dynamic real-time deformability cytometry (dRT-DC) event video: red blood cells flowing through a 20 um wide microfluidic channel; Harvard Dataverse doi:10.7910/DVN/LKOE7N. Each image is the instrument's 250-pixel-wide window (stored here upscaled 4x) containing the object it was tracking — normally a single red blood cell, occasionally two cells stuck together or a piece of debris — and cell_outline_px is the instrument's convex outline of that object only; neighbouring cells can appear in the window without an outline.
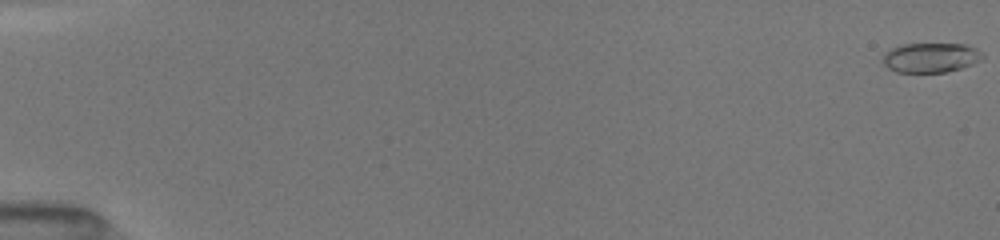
{"species": "common noctule bat (a hibernating species)", "species_latin": "Nyctalus noctula", "temperature_condition": "room temperature", "stored_images_in_passage": 52, "camera_frame_rate_fps": 3000, "um_per_image_px": 0.085, "animal": {"sex": "female", "body_mass_g": 19.5, "forearm_length_mm": 54.1}, "frame": {"image": 1, "passage_image": 1, "time_ms": 0.0, "image_size_px": [1000, 240], "cell_outline_px": [[984, 56], [980, 60], [972, 64], [960, 68], [944, 72], [896, 72], [888, 68], [884, 64], [884, 52], [892, 48], [904, 44], [968, 44], [976, 48]], "centroid_in_image_um": [79.11, 4.89], "position_along_channel_um": 5.9, "area_um2": 17.11}}
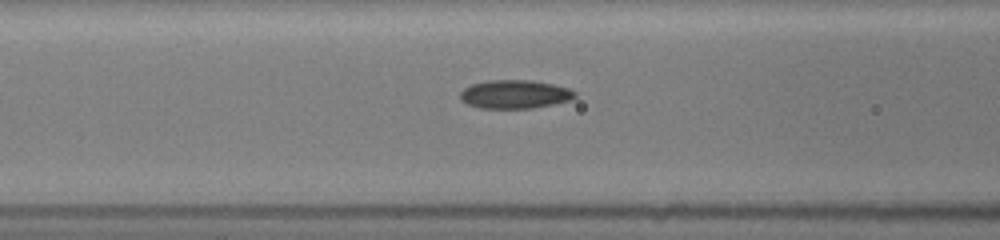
{"frame": {"image": 2, "passage_image": 23, "time_ms": 7.333, "image_size_px": [1000, 240], "cell_outline_px": [[576, 96], [572, 100], [532, 108], [480, 108], [468, 104], [460, 100], [460, 92], [464, 88], [472, 84], [488, 80], [532, 80], [552, 84], [568, 88], [576, 92]], "centroid_in_image_um": [43.75, 8.01], "position_along_channel_um": 122.8, "area_um2": 19.07}}
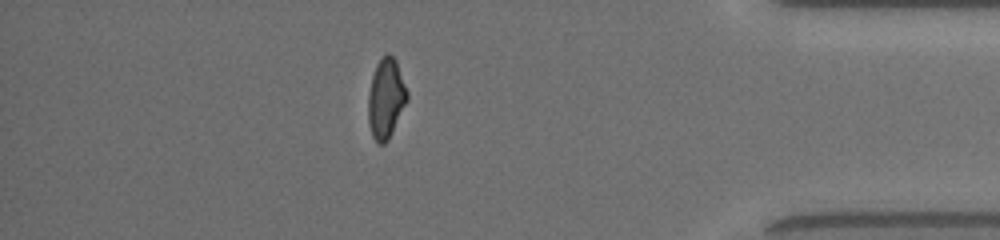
{"frame": {"image": 3, "passage_image": 46, "time_ms": 15.0, "image_size_px": [1000, 240], "cell_outline_px": [[408, 100], [388, 140], [384, 144], [376, 144], [372, 136], [368, 124], [368, 96], [372, 76], [376, 64], [388, 52], [396, 60], [408, 92]], "centroid_in_image_um": [32.8, 8.4], "position_along_channel_um": 402.4, "area_um2": 18.21}, "authors_computed_cell_mechanics": {"area_um2": 18.3226, "velocity_mm_per_s": 4.063, "shape_relaxation_time_tau1_ms": 2.7055, "shape_relaxation_time_tau2_ms": 2.2225, "deformation_change_tau1": 0.1409, "deformation_change_tau2": 0.0866}}